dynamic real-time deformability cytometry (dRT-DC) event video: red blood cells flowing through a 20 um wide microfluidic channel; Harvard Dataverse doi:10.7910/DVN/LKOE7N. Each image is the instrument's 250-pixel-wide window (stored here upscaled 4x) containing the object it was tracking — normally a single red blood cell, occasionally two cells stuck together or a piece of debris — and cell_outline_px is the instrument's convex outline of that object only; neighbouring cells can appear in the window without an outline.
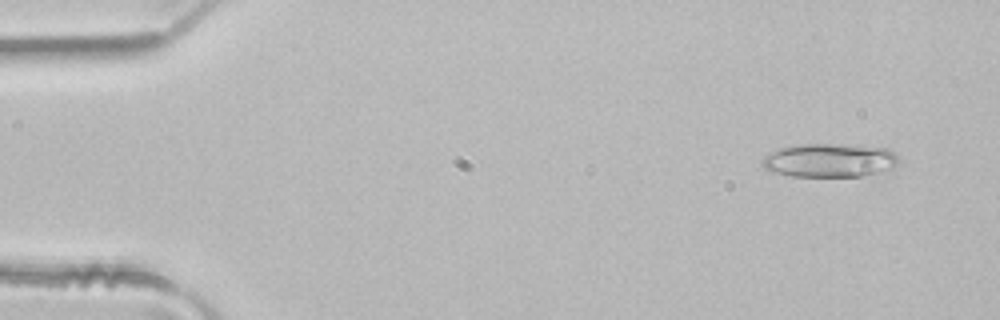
{"species": "common noctule bat (a hibernating species)", "species_latin": "Nyctalus noctula", "temperature_condition": "room temperature", "stored_images_in_passage": 49, "camera_frame_rate_fps": 3000, "um_per_image_px": 0.085, "animal": {"sex": "male", "body_mass_g": 21.5, "forearm_length_mm": 52.0}, "frame": {"image": 1, "passage_image": 4, "time_ms": 1.0, "image_size_px": [1000, 320], "cell_outline_px": [[900, 160], [892, 168], [860, 176], [792, 176], [772, 172], [764, 168], [760, 160], [764, 156], [780, 148], [796, 144], [836, 144], [888, 148]], "centroid_in_image_um": [70.46, 13.62], "position_along_channel_um": 14.5, "area_um2": 26.59}}
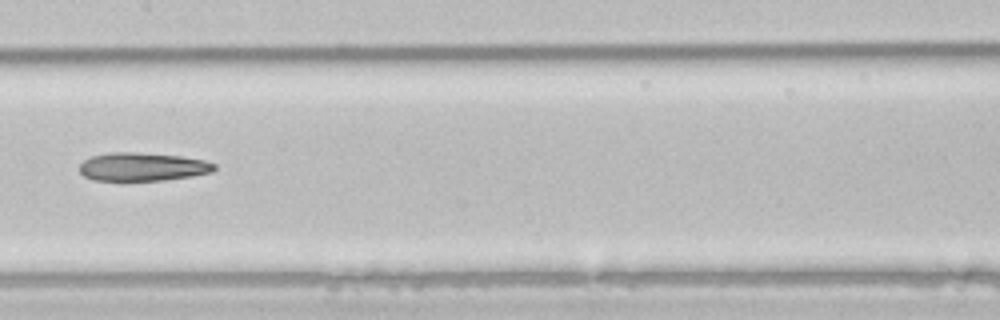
{"frame": {"image": 2, "passage_image": 25, "time_ms": 8.0, "image_size_px": [1000, 320], "cell_outline_px": [[216, 168], [212, 172], [192, 176], [164, 180], [92, 180], [84, 176], [80, 172], [80, 164], [84, 160], [92, 156], [112, 152], [136, 152], [180, 156], [204, 160], [216, 164]], "centroid_in_image_um": [12.12, 14.17], "position_along_channel_um": 195.3, "area_um2": 22.2}}
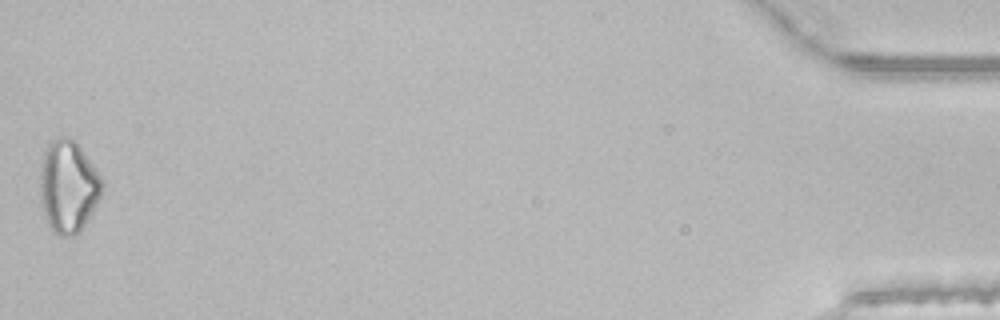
{"frame": {"image": 3, "passage_image": 49, "time_ms": 16.0, "image_size_px": [1000, 320], "cell_outline_px": [[104, 188], [92, 212], [80, 232], [76, 236], [60, 236], [48, 224], [44, 216], [40, 204], [40, 172], [44, 152], [48, 140], [60, 136], [68, 136], [80, 148], [96, 168], [104, 180]], "centroid_in_image_um": [5.79, 15.85], "position_along_channel_um": 429.4, "area_um2": 33.64}, "authors_computed_cell_mechanics": {"area_um2": 25.3164, "velocity_mm_per_s": 4.1487, "shape_relaxation_time_tau1_ms": null, "shape_relaxation_time_tau2_ms": 5.9767, "deformation_change_tau1": null, "deformation_change_tau2": 0.2138}}